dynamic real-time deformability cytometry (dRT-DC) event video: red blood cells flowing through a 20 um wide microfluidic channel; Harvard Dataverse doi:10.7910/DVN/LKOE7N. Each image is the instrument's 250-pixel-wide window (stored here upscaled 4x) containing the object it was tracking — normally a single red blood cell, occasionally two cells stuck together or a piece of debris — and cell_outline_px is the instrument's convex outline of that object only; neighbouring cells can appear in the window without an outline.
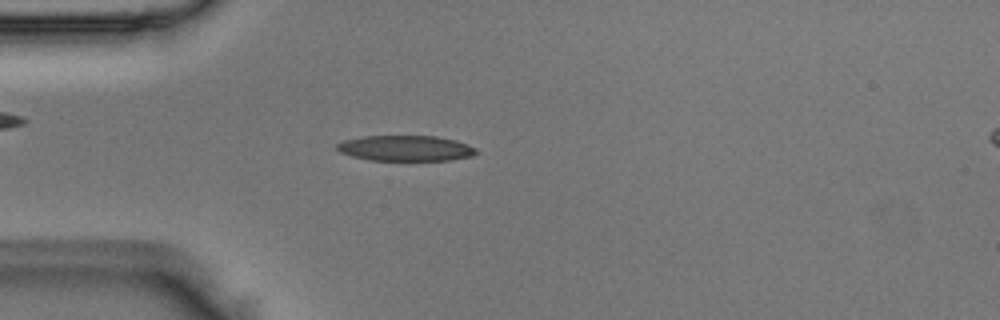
{"species": "Egyptian fruit bat (a non-hibernating species)", "species_latin": "Rousettus aegyptiacus", "temperature_condition": "room temperature", "stored_images_in_passage": 50, "camera_frame_rate_fps": 3000, "um_per_image_px": 0.085, "animal": {"sex": "male"}, "frame": {"image": 1, "passage_image": 14, "time_ms": 4.333, "image_size_px": [1000, 320], "cell_outline_px": [[480, 152], [472, 156], [452, 160], [372, 160], [352, 156], [340, 152], [336, 148], [336, 144], [344, 140], [364, 136], [436, 136], [456, 140], [468, 144], [476, 148]], "centroid_in_image_um": [34.52, 12.6], "position_along_channel_um": 50.5, "area_um2": 20.81}}
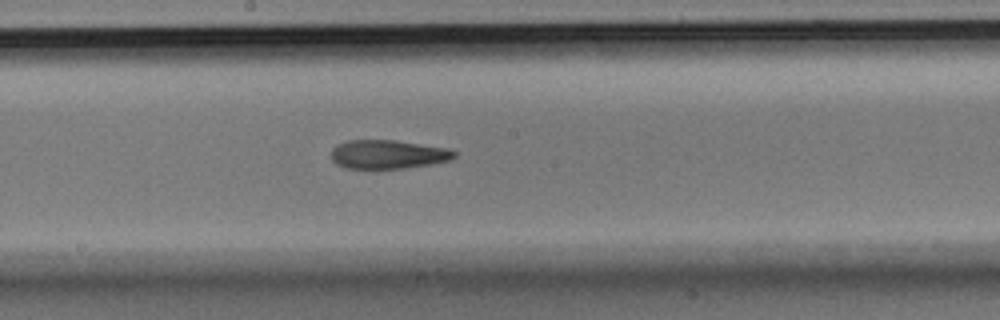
{"frame": {"image": 2, "passage_image": 27, "time_ms": 8.667, "image_size_px": [1000, 320], "cell_outline_px": [[456, 156], [448, 160], [432, 164], [404, 168], [348, 168], [336, 164], [332, 160], [332, 148], [336, 144], [348, 140], [396, 140], [448, 148], [456, 152]], "centroid_in_image_um": [32.97, 13.11], "position_along_channel_um": 215.2, "area_um2": 20.63}}
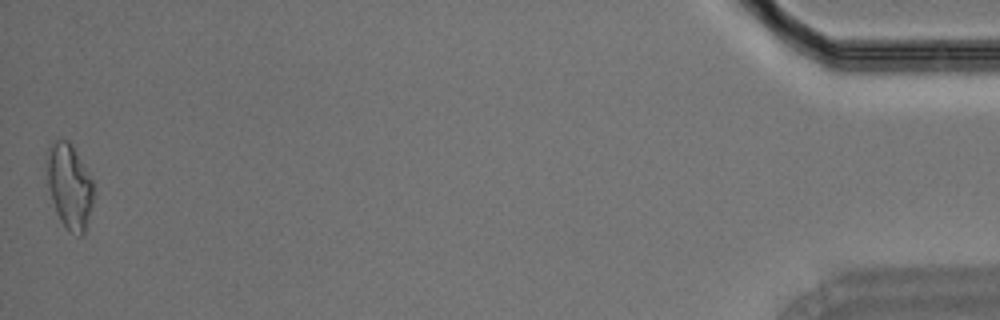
{"frame": {"image": 3, "passage_image": 50, "time_ms": 16.333, "image_size_px": [1000, 320], "cell_outline_px": [[96, 196], [84, 236], [80, 236], [68, 228], [60, 220], [56, 212], [48, 188], [48, 148], [56, 140], [68, 140], [72, 144], [92, 180]], "centroid_in_image_um": [5.96, 15.86], "position_along_channel_um": 429.2, "area_um2": 23.0}}